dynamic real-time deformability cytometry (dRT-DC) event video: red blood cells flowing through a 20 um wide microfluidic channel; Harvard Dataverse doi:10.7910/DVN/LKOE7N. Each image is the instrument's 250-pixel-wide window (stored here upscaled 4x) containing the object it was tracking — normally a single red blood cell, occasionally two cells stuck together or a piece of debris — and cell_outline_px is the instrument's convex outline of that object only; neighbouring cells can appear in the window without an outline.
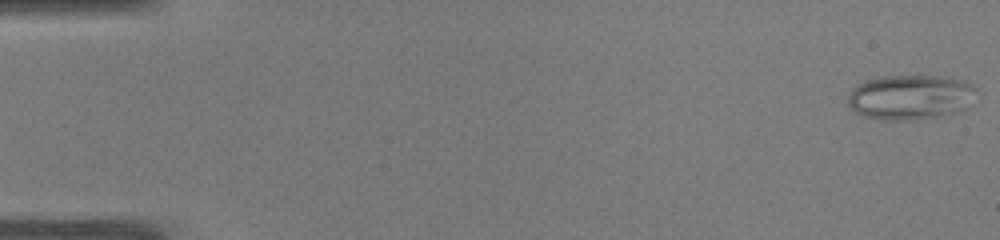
{"species": "common noctule bat (a hibernating species)", "species_latin": "Nyctalus noctula", "temperature_condition": "warm", "stored_images_in_passage": 49, "camera_frame_rate_fps": 3000, "um_per_image_px": 0.085, "animal": {"sex": "male", "body_mass_g": 19.0, "forearm_length_mm": 50.8}, "frame": {"image": 1, "passage_image": 1, "time_ms": 0.0, "image_size_px": [1000, 240], "cell_outline_px": [[976, 88], [960, 108], [952, 112], [936, 116], [908, 120], [884, 120], [864, 116], [856, 112], [848, 104], [848, 96], [852, 88], [868, 80], [884, 76], [944, 76], [964, 80]], "centroid_in_image_um": [77.27, 8.24], "position_along_channel_um": 7.7, "area_um2": 32.54}}
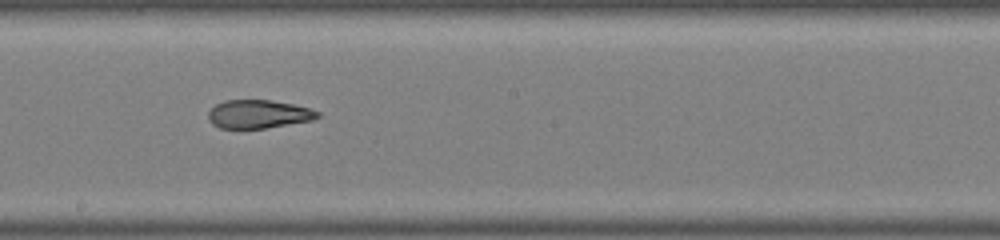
{"frame": {"image": 2, "passage_image": 28, "time_ms": 9.0, "image_size_px": [1000, 240], "cell_outline_px": [[320, 116], [312, 120], [264, 128], [220, 128], [212, 124], [208, 120], [208, 112], [216, 104], [224, 100], [272, 100], [292, 104], [308, 108], [320, 112]], "centroid_in_image_um": [21.94, 9.69], "position_along_channel_um": 226.3, "area_um2": 17.98}}
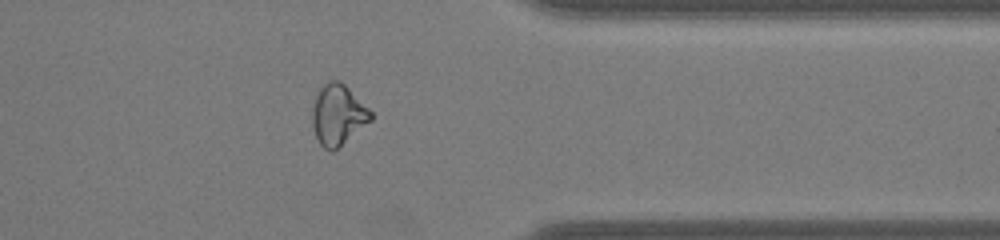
{"frame": {"image": 3, "passage_image": 40, "time_ms": 13.0, "image_size_px": [1000, 240], "cell_outline_px": [[372, 120], [332, 152], [324, 148], [320, 144], [312, 128], [312, 108], [316, 96], [320, 88], [328, 80], [340, 80], [372, 112]], "centroid_in_image_um": [28.71, 9.76], "position_along_channel_um": 382.7, "area_um2": 20.46}, "authors_computed_cell_mechanics": {"area_um2": 22.0796, "velocity_mm_per_s": 4.1098, "shape_relaxation_time_tau1_ms": null, "shape_relaxation_time_tau2_ms": 2.0175, "deformation_change_tau1": null, "deformation_change_tau2": 0.0919}}